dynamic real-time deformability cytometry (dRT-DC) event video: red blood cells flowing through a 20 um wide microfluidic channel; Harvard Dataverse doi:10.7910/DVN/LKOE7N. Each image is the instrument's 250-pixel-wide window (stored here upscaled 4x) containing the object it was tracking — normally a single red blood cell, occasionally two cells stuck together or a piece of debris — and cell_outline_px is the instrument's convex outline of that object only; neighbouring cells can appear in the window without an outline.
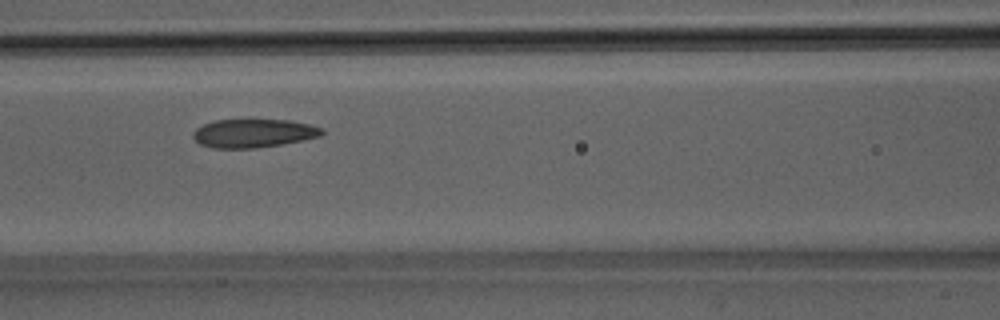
{"species": "Egyptian fruit bat (a non-hibernating species)", "species_latin": "Rousettus aegyptiacus", "temperature_condition": "room temperature", "stored_images_in_passage": 39, "camera_frame_rate_fps": 3000, "um_per_image_px": 0.085, "animal": {"sex": "male"}, "frame": {"image": 1, "passage_image": 11, "time_ms": 3.333, "image_size_px": [1000, 320], "cell_outline_px": [[324, 132], [320, 136], [280, 144], [256, 148], [212, 148], [200, 144], [192, 136], [192, 132], [196, 128], [204, 124], [216, 120], [288, 120], [308, 124], [324, 128]], "centroid_in_image_um": [21.52, 11.32], "position_along_channel_um": 145.1, "area_um2": 21.21}}
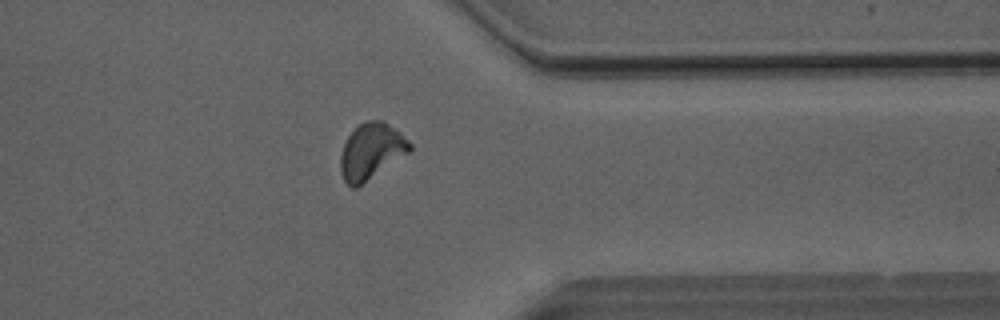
{"frame": {"image": 2, "passage_image": 29, "time_ms": 9.333, "image_size_px": [1000, 320], "cell_outline_px": [[412, 148], [408, 152], [356, 188], [352, 188], [344, 180], [340, 172], [340, 156], [344, 144], [348, 136], [360, 124], [368, 120], [384, 120], [400, 132], [412, 144]], "centroid_in_image_um": [31.54, 12.84], "position_along_channel_um": 379.9, "area_um2": 22.25}}
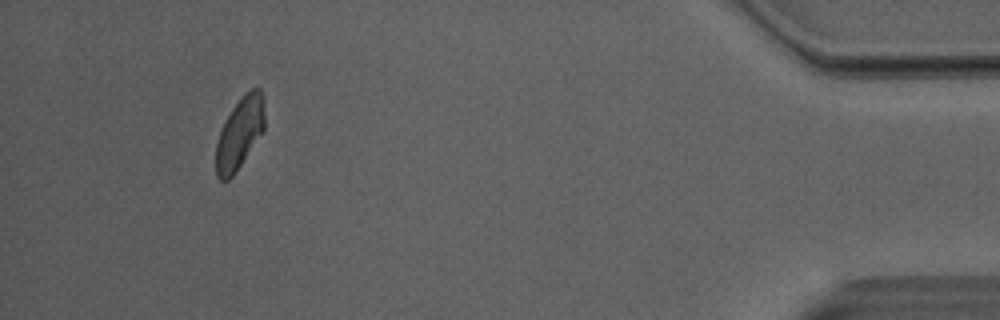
{"frame": {"image": 3, "passage_image": 36, "time_ms": 11.667, "image_size_px": [1000, 320], "cell_outline_px": [[264, 128], [232, 176], [228, 180], [220, 180], [216, 176], [216, 144], [220, 132], [232, 108], [244, 92], [252, 88], [260, 88], [264, 96]], "centroid_in_image_um": [20.37, 11.27], "position_along_channel_um": 414.8, "area_um2": 19.83}, "authors_computed_cell_mechanics": {"area_um2": 21.5594, "velocity_mm_per_s": 4.0301, "shape_relaxation_time_tau1_ms": 8.3532, "shape_relaxation_time_tau2_ms": 2.4798, "deformation_change_tau1": 0.1714, "deformation_change_tau2": 0.0731}}